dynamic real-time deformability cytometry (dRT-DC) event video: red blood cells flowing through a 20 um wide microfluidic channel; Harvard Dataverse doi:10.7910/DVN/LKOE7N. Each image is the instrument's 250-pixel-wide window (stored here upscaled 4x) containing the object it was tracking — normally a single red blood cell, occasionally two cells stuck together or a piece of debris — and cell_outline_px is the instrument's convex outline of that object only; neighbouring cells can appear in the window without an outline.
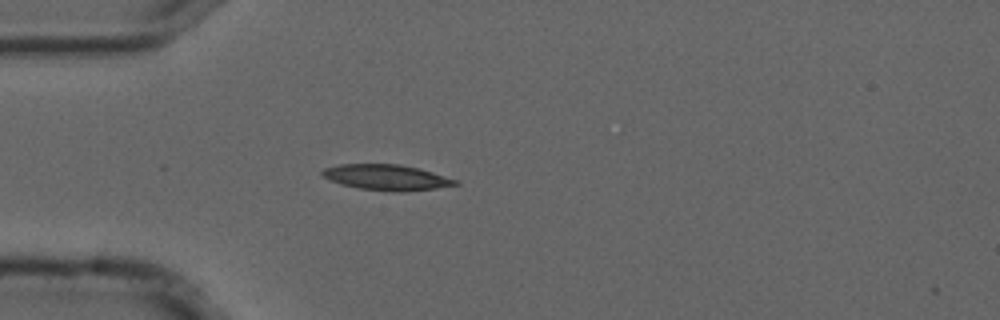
{"species": "common noctule bat (a hibernating species)", "species_latin": "Nyctalus noctula", "temperature_condition": "cold", "stored_images_in_passage": 40, "camera_frame_rate_fps": 3000, "um_per_image_px": 0.085, "animal": {"sex": "male", "forearm_length_mm": 52.5}, "frame": {"image": 1, "passage_image": 1, "time_ms": 0.0, "image_size_px": [1000, 320], "cell_outline_px": [[460, 184], [436, 188], [404, 192], [396, 192], [360, 188], [340, 184], [324, 176], [320, 172], [324, 168], [340, 164], [400, 164], [432, 172], [456, 180]], "centroid_in_image_um": [32.85, 15.08], "position_along_channel_um": 52.2, "area_um2": 19.59}}
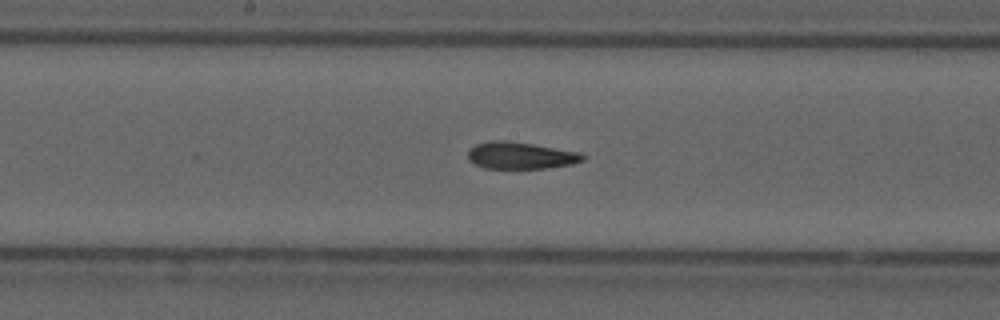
{"frame": {"image": 2, "passage_image": 14, "time_ms": 4.333, "image_size_px": [1000, 320], "cell_outline_px": [[588, 156], [584, 160], [572, 164], [544, 168], [484, 168], [468, 160], [468, 152], [476, 144], [488, 140], [508, 140], [580, 152]], "centroid_in_image_um": [44.27, 13.21], "position_along_channel_um": 203.9, "area_um2": 18.03}}
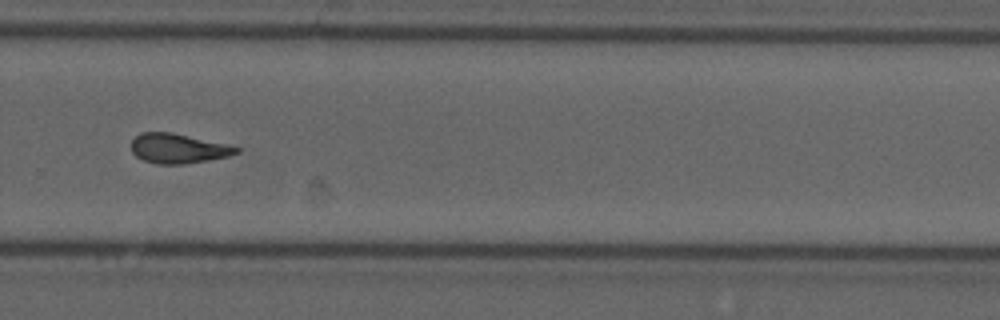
{"frame": {"image": 3, "passage_image": 23, "time_ms": 7.333, "image_size_px": [1000, 320], "cell_outline_px": [[240, 152], [228, 156], [208, 160], [184, 164], [156, 164], [144, 160], [136, 156], [132, 152], [132, 140], [140, 132], [172, 132], [228, 144], [240, 148]], "centroid_in_image_um": [15.15, 12.61], "position_along_channel_um": 314.6, "area_um2": 18.21}, "authors_computed_cell_mechanics": {"area_um2": 18.5538, "velocity_mm_per_s": 3.7077, "shape_relaxation_time_tau1_ms": 10.7711, "shape_relaxation_time_tau2_ms": 3.8464, "deformation_change_tau1": 0.2599, "deformation_change_tau2": 0.0925}}